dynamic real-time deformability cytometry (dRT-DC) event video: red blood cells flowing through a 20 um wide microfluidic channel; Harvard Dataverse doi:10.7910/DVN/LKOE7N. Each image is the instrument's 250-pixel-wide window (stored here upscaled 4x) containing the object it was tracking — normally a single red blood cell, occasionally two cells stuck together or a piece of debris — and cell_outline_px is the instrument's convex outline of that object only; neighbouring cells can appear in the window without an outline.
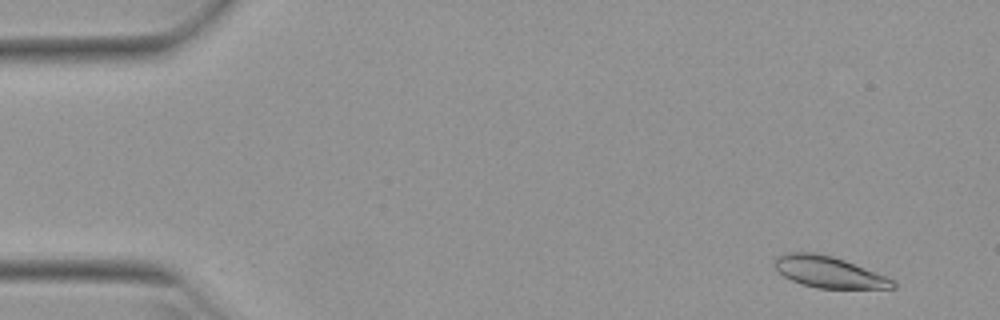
{"species": "Egyptian fruit bat (a non-hibernating species)", "species_latin": "Rousettus aegyptiacus", "temperature_condition": "warm", "stored_images_in_passage": 52, "camera_frame_rate_fps": 3000, "um_per_image_px": 0.085, "animal": {"sex": "female"}, "frame": {"image": 1, "passage_image": 4, "time_ms": 1.0, "image_size_px": [1000, 320], "cell_outline_px": [[896, 288], [816, 288], [792, 280], [784, 276], [772, 264], [776, 256], [788, 252], [812, 252], [832, 256], [844, 260], [884, 276], [892, 280], [896, 284]], "centroid_in_image_um": [70.39, 23.11], "position_along_channel_um": 14.6, "area_um2": 21.21}}
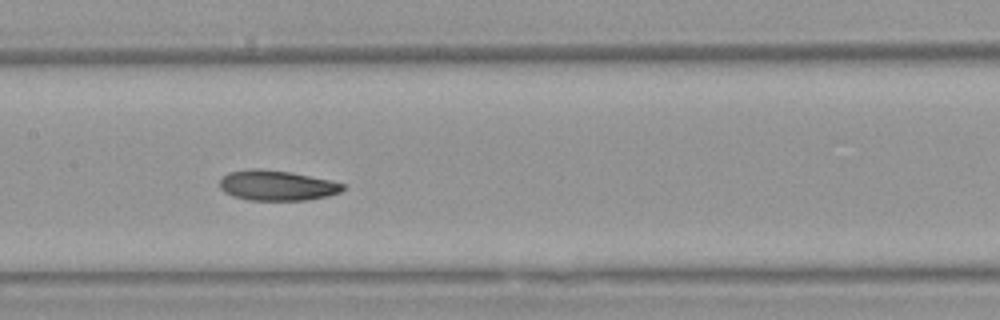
{"frame": {"image": 2, "passage_image": 26, "time_ms": 8.333, "image_size_px": [1000, 320], "cell_outline_px": [[344, 188], [340, 192], [328, 196], [308, 200], [248, 200], [232, 196], [224, 192], [220, 188], [220, 180], [228, 172], [248, 168], [260, 168], [292, 172], [332, 180], [344, 184]], "centroid_in_image_um": [23.53, 15.75], "position_along_channel_um": 183.9, "area_um2": 21.96}}
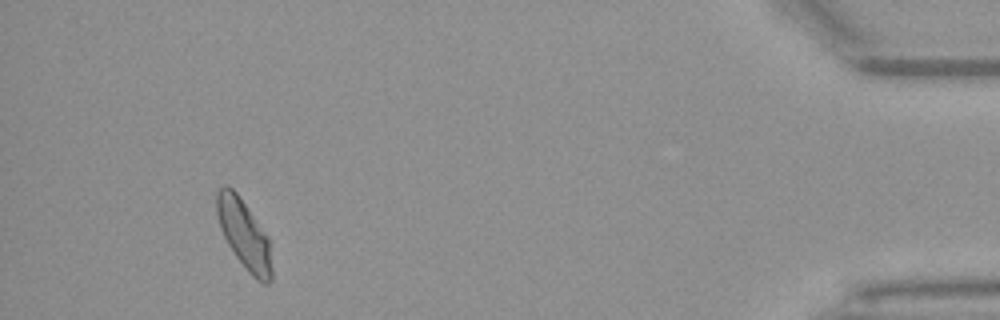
{"frame": {"image": 3, "passage_image": 49, "time_ms": 16.0, "image_size_px": [1000, 320], "cell_outline_px": [[272, 280], [268, 284], [264, 284], [256, 280], [248, 272], [236, 256], [228, 244], [220, 228], [216, 212], [216, 192], [224, 184], [228, 184], [236, 192], [268, 236], [272, 268]], "centroid_in_image_um": [20.74, 19.93], "position_along_channel_um": 414.5, "area_um2": 22.14}, "authors_computed_cell_mechanics": {"area_um2": 21.9351, "velocity_mm_per_s": 3.8948, "shape_relaxation_time_tau1_ms": 3.7154, "shape_relaxation_time_tau2_ms": 2.4648, "deformation_change_tau1": 0.1363, "deformation_change_tau2": 0.0686}}